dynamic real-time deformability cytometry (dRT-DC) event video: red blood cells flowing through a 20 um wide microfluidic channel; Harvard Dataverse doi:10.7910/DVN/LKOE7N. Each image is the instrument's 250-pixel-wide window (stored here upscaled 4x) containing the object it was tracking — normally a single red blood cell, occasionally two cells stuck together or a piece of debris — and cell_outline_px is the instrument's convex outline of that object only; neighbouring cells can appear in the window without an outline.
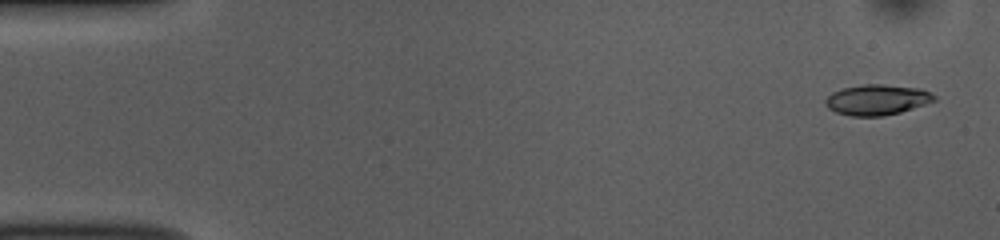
{"species": "common noctule bat (a hibernating species)", "species_latin": "Nyctalus noctula", "temperature_condition": "room temperature", "stored_images_in_passage": 52, "camera_frame_rate_fps": 3000, "um_per_image_px": 0.085, "animal": {"sex": "female", "body_mass_g": 10.0, "forearm_length_mm": 53.1}, "frame": {"image": 1, "passage_image": 2, "time_ms": 0.333, "image_size_px": [1000, 240], "cell_outline_px": [[936, 100], [900, 112], [884, 116], [852, 116], [836, 112], [828, 108], [824, 104], [824, 100], [832, 92], [844, 88], [864, 84], [880, 84], [920, 88], [936, 96]], "centroid_in_image_um": [74.52, 8.48], "position_along_channel_um": 10.5, "area_um2": 19.19}}
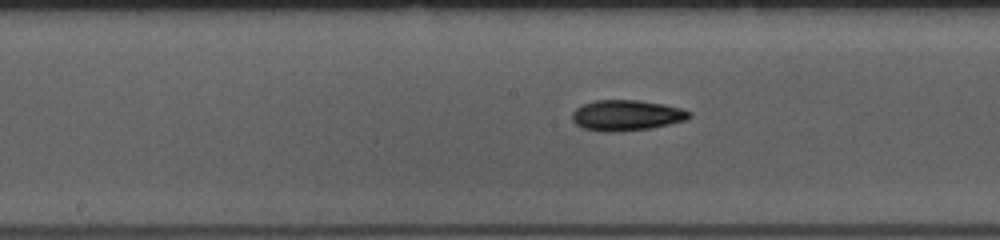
{"frame": {"image": 2, "passage_image": 26, "time_ms": 8.333, "image_size_px": [1000, 240], "cell_outline_px": [[692, 116], [684, 120], [652, 128], [612, 132], [600, 132], [580, 128], [572, 120], [572, 112], [576, 108], [584, 104], [596, 100], [640, 100], [664, 104], [680, 108], [692, 112]], "centroid_in_image_um": [53.22, 9.81], "position_along_channel_um": 195.0, "area_um2": 21.04}}
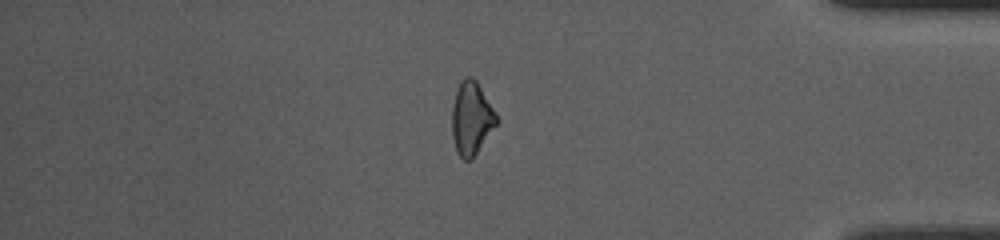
{"frame": {"image": 3, "passage_image": 44, "time_ms": 14.333, "image_size_px": [1000, 240], "cell_outline_px": [[500, 120], [472, 160], [464, 160], [456, 152], [452, 136], [452, 104], [456, 88], [460, 80], [464, 76], [472, 76], [476, 80], [496, 112]], "centroid_in_image_um": [40.07, 10.04], "position_along_channel_um": 395.1, "area_um2": 19.42}, "authors_computed_cell_mechanics": {"area_um2": 19.7098, "velocity_mm_per_s": 3.826, "shape_relaxation_time_tau1_ms": 4.0411, "shape_relaxation_time_tau2_ms": null, "deformation_change_tau1": 0.1503, "deformation_change_tau2": null}}